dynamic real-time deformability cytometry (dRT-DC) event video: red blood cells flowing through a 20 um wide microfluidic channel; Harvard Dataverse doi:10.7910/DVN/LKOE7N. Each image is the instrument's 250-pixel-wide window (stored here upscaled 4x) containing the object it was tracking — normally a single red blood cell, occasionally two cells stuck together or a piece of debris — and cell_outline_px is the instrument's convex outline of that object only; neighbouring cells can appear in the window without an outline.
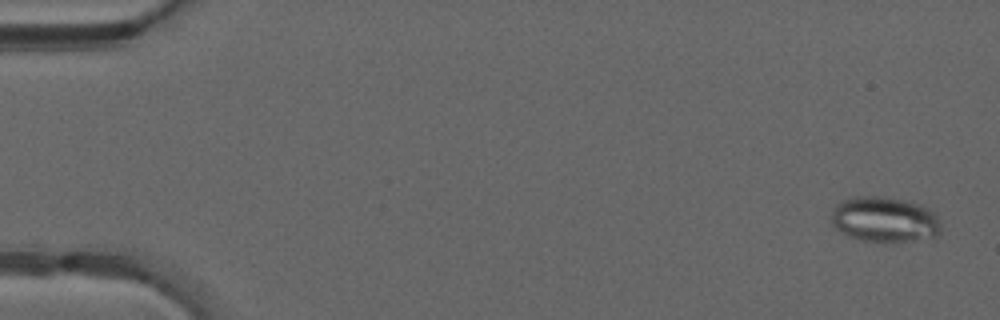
{"species": "common noctule bat (a hibernating species)", "species_latin": "Nyctalus noctula", "temperature_condition": "warm", "stored_images_in_passage": 49, "camera_frame_rate_fps": 3000, "um_per_image_px": 0.085, "animal": {"sex": "male", "forearm_length_mm": 52.5}, "frame": {"image": 1, "passage_image": 2, "time_ms": 0.333, "image_size_px": [1000, 320], "cell_outline_px": [[940, 232], [936, 240], [860, 240], [848, 236], [840, 232], [832, 224], [832, 208], [836, 204], [844, 200], [856, 196], [884, 196], [924, 204], [936, 216], [940, 224]], "centroid_in_image_um": [75.22, 18.64], "position_along_channel_um": 9.8, "area_um2": 29.13}}
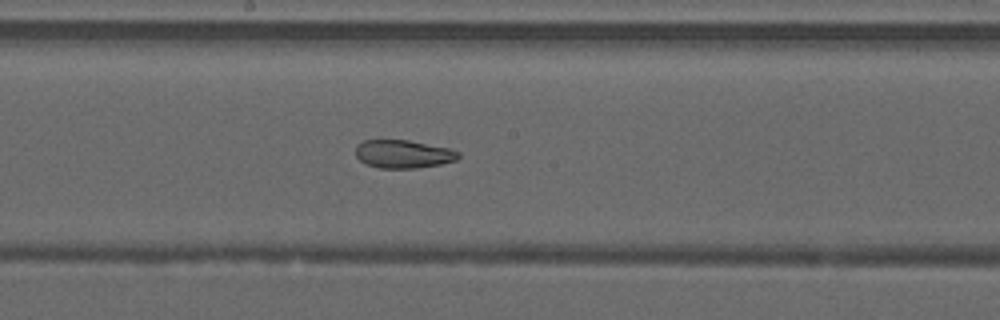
{"frame": {"image": 2, "passage_image": 27, "time_ms": 8.667, "image_size_px": [1000, 320], "cell_outline_px": [[460, 156], [456, 160], [440, 164], [416, 168], [380, 168], [364, 164], [356, 156], [356, 144], [364, 140], [408, 140], [448, 148], [460, 152]], "centroid_in_image_um": [34.25, 13.09], "position_along_channel_um": 213.9, "area_um2": 16.88}}
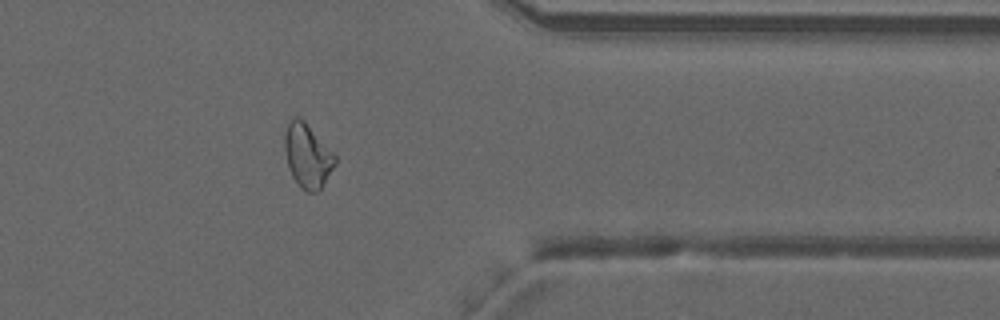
{"frame": {"image": 3, "passage_image": 40, "time_ms": 13.0, "image_size_px": [1000, 320], "cell_outline_px": [[336, 160], [332, 168], [320, 188], [316, 192], [308, 192], [300, 188], [292, 176], [288, 168], [284, 148], [284, 136], [288, 120], [292, 116], [300, 116], [304, 120], [336, 156]], "centroid_in_image_um": [26.08, 13.19], "position_along_channel_um": 385.3, "area_um2": 18.67}, "authors_computed_cell_mechanics": {"area_um2": 21.2704, "velocity_mm_per_s": 4.2316, "shape_relaxation_time_tau1_ms": null, "shape_relaxation_time_tau2_ms": 2.0201, "deformation_change_tau1": null, "deformation_change_tau2": 0.0843}}